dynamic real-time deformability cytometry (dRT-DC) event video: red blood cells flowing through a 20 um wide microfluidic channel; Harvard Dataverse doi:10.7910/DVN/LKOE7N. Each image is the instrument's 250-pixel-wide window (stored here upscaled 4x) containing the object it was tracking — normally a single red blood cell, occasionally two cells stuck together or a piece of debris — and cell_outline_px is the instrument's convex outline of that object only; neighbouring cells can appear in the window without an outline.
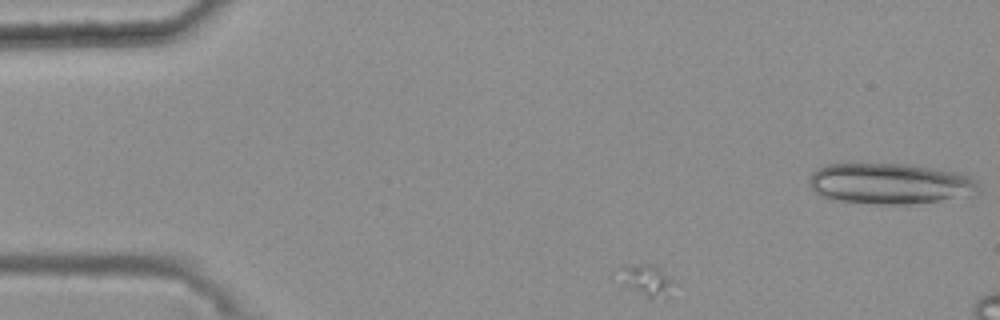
{"species": "common noctule bat (a hibernating species)", "species_latin": "Nyctalus noctula", "temperature_condition": "warm", "stored_images_in_passage": 8, "camera_frame_rate_fps": 3000, "um_per_image_px": 0.085, "animal": {"sex": "female", "body_mass_g": 25.1}, "frame": {"image": 1, "passage_image": 1, "time_ms": 0.0, "image_size_px": [1000, 320], "cell_outline_px": [[676, 284], [672, 296], [648, 296], [620, 284], [612, 272], [612, 268], [640, 264], [652, 264], [664, 268]], "centroid_in_image_um": [54.9, 23.76], "position_along_channel_um": 30.1, "area_um2": 10.75}}